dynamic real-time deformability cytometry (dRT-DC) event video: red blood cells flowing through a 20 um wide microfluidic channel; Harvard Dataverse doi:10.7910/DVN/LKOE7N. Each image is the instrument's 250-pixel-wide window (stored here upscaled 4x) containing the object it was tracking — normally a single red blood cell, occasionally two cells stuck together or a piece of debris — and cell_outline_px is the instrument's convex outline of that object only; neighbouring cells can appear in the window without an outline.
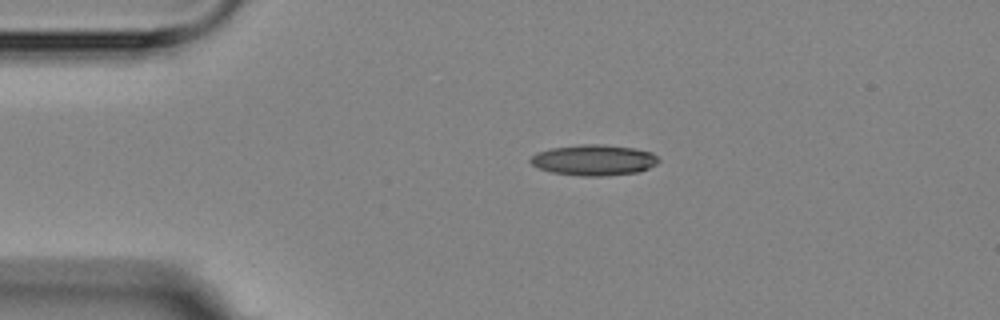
{"species": "Egyptian fruit bat (a non-hibernating species)", "species_latin": "Rousettus aegyptiacus", "temperature_condition": "room temperature", "stored_images_in_passage": 2, "camera_frame_rate_fps": 3000, "um_per_image_px": 0.085, "animal": {"sex": "female"}, "frame": {"image": 1, "passage_image": 1, "time_ms": 0.0, "image_size_px": [1000, 320], "cell_outline_px": [[660, 160], [656, 164], [640, 172], [608, 176], [580, 176], [552, 172], [540, 168], [532, 164], [528, 160], [536, 152], [552, 148], [580, 144], [604, 144], [636, 148], [652, 152]], "centroid_in_image_um": [50.5, 13.6], "position_along_channel_um": 34.5, "area_um2": 23.18}}